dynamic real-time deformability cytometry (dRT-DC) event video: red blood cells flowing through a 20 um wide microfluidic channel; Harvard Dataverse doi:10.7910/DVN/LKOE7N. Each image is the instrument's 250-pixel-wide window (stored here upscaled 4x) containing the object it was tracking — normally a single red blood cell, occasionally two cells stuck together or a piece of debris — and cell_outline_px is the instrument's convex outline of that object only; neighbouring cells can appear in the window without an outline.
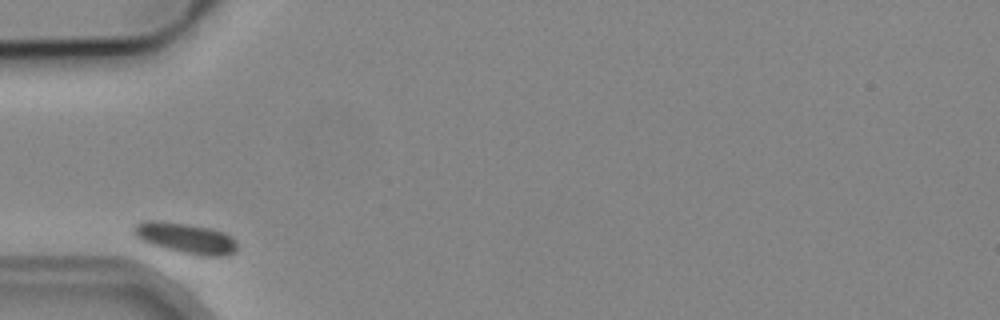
{"species": "common noctule bat (a hibernating species)", "species_latin": "Nyctalus noctula", "temperature_condition": "cold", "stored_images_in_passage": 5, "camera_frame_rate_fps": 3000, "um_per_image_px": 0.085, "animal": {"sex": "male", "body_mass_g": 19.2, "forearm_length_mm": 51.8}, "frame": {"image": 1, "passage_image": 1, "time_ms": 0.0, "image_size_px": [1000, 320], "cell_outline_px": [[236, 248], [228, 256], [200, 256], [180, 252], [152, 244], [140, 240], [132, 232], [132, 228], [136, 224], [144, 220], [160, 220], [188, 224], [212, 228], [224, 232], [232, 236], [236, 240]], "centroid_in_image_um": [15.77, 20.22], "position_along_channel_um": 69.2, "area_um2": 18.61}}